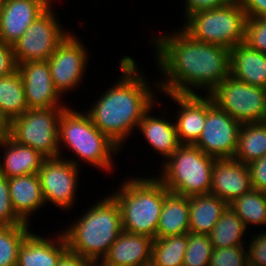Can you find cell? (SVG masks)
Wrapping results in <instances>:
<instances>
[{
  "label": "cell",
  "mask_w": 266,
  "mask_h": 266,
  "mask_svg": "<svg viewBox=\"0 0 266 266\" xmlns=\"http://www.w3.org/2000/svg\"><path fill=\"white\" fill-rule=\"evenodd\" d=\"M150 42L155 64L163 72L164 79L156 82L162 93L199 94L197 89H204L209 95L230 76V49L197 41L182 28Z\"/></svg>",
  "instance_id": "6da1fadb"
},
{
  "label": "cell",
  "mask_w": 266,
  "mask_h": 266,
  "mask_svg": "<svg viewBox=\"0 0 266 266\" xmlns=\"http://www.w3.org/2000/svg\"><path fill=\"white\" fill-rule=\"evenodd\" d=\"M137 66L132 57H122L119 63L122 75L118 83L102 93L86 112L93 124L119 148L156 102L155 92Z\"/></svg>",
  "instance_id": "7a4b0ae2"
},
{
  "label": "cell",
  "mask_w": 266,
  "mask_h": 266,
  "mask_svg": "<svg viewBox=\"0 0 266 266\" xmlns=\"http://www.w3.org/2000/svg\"><path fill=\"white\" fill-rule=\"evenodd\" d=\"M81 216L62 231L68 251L93 261H102L123 231L119 204L108 195L97 200Z\"/></svg>",
  "instance_id": "3957f363"
},
{
  "label": "cell",
  "mask_w": 266,
  "mask_h": 266,
  "mask_svg": "<svg viewBox=\"0 0 266 266\" xmlns=\"http://www.w3.org/2000/svg\"><path fill=\"white\" fill-rule=\"evenodd\" d=\"M119 186L120 189L110 195L119 204L123 231L156 239L165 195L169 190L155 175L130 177Z\"/></svg>",
  "instance_id": "277c9868"
},
{
  "label": "cell",
  "mask_w": 266,
  "mask_h": 266,
  "mask_svg": "<svg viewBox=\"0 0 266 266\" xmlns=\"http://www.w3.org/2000/svg\"><path fill=\"white\" fill-rule=\"evenodd\" d=\"M58 136L60 158L63 157L60 147H68L78 159L96 169L106 172L113 169L112 157L120 148L93 124L86 112L66 107L59 119Z\"/></svg>",
  "instance_id": "5b68a950"
},
{
  "label": "cell",
  "mask_w": 266,
  "mask_h": 266,
  "mask_svg": "<svg viewBox=\"0 0 266 266\" xmlns=\"http://www.w3.org/2000/svg\"><path fill=\"white\" fill-rule=\"evenodd\" d=\"M216 159L195 145L180 144L177 150L163 161L162 174L156 177L174 194L188 197L210 194L212 167Z\"/></svg>",
  "instance_id": "8992f818"
},
{
  "label": "cell",
  "mask_w": 266,
  "mask_h": 266,
  "mask_svg": "<svg viewBox=\"0 0 266 266\" xmlns=\"http://www.w3.org/2000/svg\"><path fill=\"white\" fill-rule=\"evenodd\" d=\"M184 21L180 28L200 42L232 49L245 40L247 15L239 0L219 8L197 11Z\"/></svg>",
  "instance_id": "52a82bcc"
},
{
  "label": "cell",
  "mask_w": 266,
  "mask_h": 266,
  "mask_svg": "<svg viewBox=\"0 0 266 266\" xmlns=\"http://www.w3.org/2000/svg\"><path fill=\"white\" fill-rule=\"evenodd\" d=\"M66 107L28 109L9 123L8 135L46 158L59 157V119Z\"/></svg>",
  "instance_id": "ba28073f"
},
{
  "label": "cell",
  "mask_w": 266,
  "mask_h": 266,
  "mask_svg": "<svg viewBox=\"0 0 266 266\" xmlns=\"http://www.w3.org/2000/svg\"><path fill=\"white\" fill-rule=\"evenodd\" d=\"M52 4L32 22L26 32L12 44L17 64L47 61L56 47L71 33L64 30Z\"/></svg>",
  "instance_id": "9c48e42d"
},
{
  "label": "cell",
  "mask_w": 266,
  "mask_h": 266,
  "mask_svg": "<svg viewBox=\"0 0 266 266\" xmlns=\"http://www.w3.org/2000/svg\"><path fill=\"white\" fill-rule=\"evenodd\" d=\"M214 103L241 123L262 122L266 118V89L229 76L210 94Z\"/></svg>",
  "instance_id": "30bf717a"
},
{
  "label": "cell",
  "mask_w": 266,
  "mask_h": 266,
  "mask_svg": "<svg viewBox=\"0 0 266 266\" xmlns=\"http://www.w3.org/2000/svg\"><path fill=\"white\" fill-rule=\"evenodd\" d=\"M80 166L77 158L57 157L43 161L38 177L45 203L56 205L61 210L73 208Z\"/></svg>",
  "instance_id": "8fae6325"
},
{
  "label": "cell",
  "mask_w": 266,
  "mask_h": 266,
  "mask_svg": "<svg viewBox=\"0 0 266 266\" xmlns=\"http://www.w3.org/2000/svg\"><path fill=\"white\" fill-rule=\"evenodd\" d=\"M88 51L79 37L70 33L47 60L52 81L57 91L62 95L77 89L86 72Z\"/></svg>",
  "instance_id": "7c38bea8"
},
{
  "label": "cell",
  "mask_w": 266,
  "mask_h": 266,
  "mask_svg": "<svg viewBox=\"0 0 266 266\" xmlns=\"http://www.w3.org/2000/svg\"><path fill=\"white\" fill-rule=\"evenodd\" d=\"M241 125L214 104L207 111L204 129L194 145L215 158H234Z\"/></svg>",
  "instance_id": "4fadbf2b"
},
{
  "label": "cell",
  "mask_w": 266,
  "mask_h": 266,
  "mask_svg": "<svg viewBox=\"0 0 266 266\" xmlns=\"http://www.w3.org/2000/svg\"><path fill=\"white\" fill-rule=\"evenodd\" d=\"M18 72L22 77L28 109L67 107L60 100L64 96L54 86L47 61L18 64Z\"/></svg>",
  "instance_id": "5bb4252c"
},
{
  "label": "cell",
  "mask_w": 266,
  "mask_h": 266,
  "mask_svg": "<svg viewBox=\"0 0 266 266\" xmlns=\"http://www.w3.org/2000/svg\"><path fill=\"white\" fill-rule=\"evenodd\" d=\"M177 105L175 128L180 144L194 145L206 123L207 111L215 104L210 95L164 93Z\"/></svg>",
  "instance_id": "9a60e30c"
},
{
  "label": "cell",
  "mask_w": 266,
  "mask_h": 266,
  "mask_svg": "<svg viewBox=\"0 0 266 266\" xmlns=\"http://www.w3.org/2000/svg\"><path fill=\"white\" fill-rule=\"evenodd\" d=\"M252 189L248 166L235 158H217L212 167L210 194L227 204Z\"/></svg>",
  "instance_id": "2e32d148"
},
{
  "label": "cell",
  "mask_w": 266,
  "mask_h": 266,
  "mask_svg": "<svg viewBox=\"0 0 266 266\" xmlns=\"http://www.w3.org/2000/svg\"><path fill=\"white\" fill-rule=\"evenodd\" d=\"M53 0H5L0 17V41L12 45Z\"/></svg>",
  "instance_id": "e0dca14e"
},
{
  "label": "cell",
  "mask_w": 266,
  "mask_h": 266,
  "mask_svg": "<svg viewBox=\"0 0 266 266\" xmlns=\"http://www.w3.org/2000/svg\"><path fill=\"white\" fill-rule=\"evenodd\" d=\"M153 240L122 231L102 261L108 266H150Z\"/></svg>",
  "instance_id": "ac0fdd59"
},
{
  "label": "cell",
  "mask_w": 266,
  "mask_h": 266,
  "mask_svg": "<svg viewBox=\"0 0 266 266\" xmlns=\"http://www.w3.org/2000/svg\"><path fill=\"white\" fill-rule=\"evenodd\" d=\"M55 236L50 239L31 232L19 249L17 266H57L68 247L63 232Z\"/></svg>",
  "instance_id": "d6986e66"
},
{
  "label": "cell",
  "mask_w": 266,
  "mask_h": 266,
  "mask_svg": "<svg viewBox=\"0 0 266 266\" xmlns=\"http://www.w3.org/2000/svg\"><path fill=\"white\" fill-rule=\"evenodd\" d=\"M0 148L5 149L3 160H0V174L8 179L38 174L46 159L39 151L30 146L18 144L8 134L0 141Z\"/></svg>",
  "instance_id": "ffe728a7"
},
{
  "label": "cell",
  "mask_w": 266,
  "mask_h": 266,
  "mask_svg": "<svg viewBox=\"0 0 266 266\" xmlns=\"http://www.w3.org/2000/svg\"><path fill=\"white\" fill-rule=\"evenodd\" d=\"M230 76L266 89V54L244 42L230 49Z\"/></svg>",
  "instance_id": "44dd1931"
},
{
  "label": "cell",
  "mask_w": 266,
  "mask_h": 266,
  "mask_svg": "<svg viewBox=\"0 0 266 266\" xmlns=\"http://www.w3.org/2000/svg\"><path fill=\"white\" fill-rule=\"evenodd\" d=\"M8 182L13 210L24 223L31 224L30 215L46 204L38 174L12 177Z\"/></svg>",
  "instance_id": "7402d4cb"
},
{
  "label": "cell",
  "mask_w": 266,
  "mask_h": 266,
  "mask_svg": "<svg viewBox=\"0 0 266 266\" xmlns=\"http://www.w3.org/2000/svg\"><path fill=\"white\" fill-rule=\"evenodd\" d=\"M155 104L156 102L144 113L138 129L153 150L167 160L177 150L180 142L174 122L150 115Z\"/></svg>",
  "instance_id": "603a6c76"
},
{
  "label": "cell",
  "mask_w": 266,
  "mask_h": 266,
  "mask_svg": "<svg viewBox=\"0 0 266 266\" xmlns=\"http://www.w3.org/2000/svg\"><path fill=\"white\" fill-rule=\"evenodd\" d=\"M189 197L168 192L160 214L156 238L190 232Z\"/></svg>",
  "instance_id": "cb8c5ba5"
},
{
  "label": "cell",
  "mask_w": 266,
  "mask_h": 266,
  "mask_svg": "<svg viewBox=\"0 0 266 266\" xmlns=\"http://www.w3.org/2000/svg\"><path fill=\"white\" fill-rule=\"evenodd\" d=\"M227 207L224 200L212 194L189 196L190 232L209 235Z\"/></svg>",
  "instance_id": "d4e9b609"
},
{
  "label": "cell",
  "mask_w": 266,
  "mask_h": 266,
  "mask_svg": "<svg viewBox=\"0 0 266 266\" xmlns=\"http://www.w3.org/2000/svg\"><path fill=\"white\" fill-rule=\"evenodd\" d=\"M266 154V123H242L234 158L248 165Z\"/></svg>",
  "instance_id": "484cf974"
},
{
  "label": "cell",
  "mask_w": 266,
  "mask_h": 266,
  "mask_svg": "<svg viewBox=\"0 0 266 266\" xmlns=\"http://www.w3.org/2000/svg\"><path fill=\"white\" fill-rule=\"evenodd\" d=\"M28 110L22 77L18 70L0 77V112L10 123Z\"/></svg>",
  "instance_id": "4316f807"
},
{
  "label": "cell",
  "mask_w": 266,
  "mask_h": 266,
  "mask_svg": "<svg viewBox=\"0 0 266 266\" xmlns=\"http://www.w3.org/2000/svg\"><path fill=\"white\" fill-rule=\"evenodd\" d=\"M246 230L243 221L228 206L209 237L214 248L247 246L243 242Z\"/></svg>",
  "instance_id": "83f0119b"
},
{
  "label": "cell",
  "mask_w": 266,
  "mask_h": 266,
  "mask_svg": "<svg viewBox=\"0 0 266 266\" xmlns=\"http://www.w3.org/2000/svg\"><path fill=\"white\" fill-rule=\"evenodd\" d=\"M228 206L236 213L247 227L266 225V193L251 189Z\"/></svg>",
  "instance_id": "f1b7e54d"
},
{
  "label": "cell",
  "mask_w": 266,
  "mask_h": 266,
  "mask_svg": "<svg viewBox=\"0 0 266 266\" xmlns=\"http://www.w3.org/2000/svg\"><path fill=\"white\" fill-rule=\"evenodd\" d=\"M187 244V234L154 239L150 266H183Z\"/></svg>",
  "instance_id": "f546056e"
},
{
  "label": "cell",
  "mask_w": 266,
  "mask_h": 266,
  "mask_svg": "<svg viewBox=\"0 0 266 266\" xmlns=\"http://www.w3.org/2000/svg\"><path fill=\"white\" fill-rule=\"evenodd\" d=\"M30 225L0 226V266H17L18 252Z\"/></svg>",
  "instance_id": "4dcf8cb0"
},
{
  "label": "cell",
  "mask_w": 266,
  "mask_h": 266,
  "mask_svg": "<svg viewBox=\"0 0 266 266\" xmlns=\"http://www.w3.org/2000/svg\"><path fill=\"white\" fill-rule=\"evenodd\" d=\"M187 241L183 266H209L214 250L209 235L189 232Z\"/></svg>",
  "instance_id": "1f68e13d"
},
{
  "label": "cell",
  "mask_w": 266,
  "mask_h": 266,
  "mask_svg": "<svg viewBox=\"0 0 266 266\" xmlns=\"http://www.w3.org/2000/svg\"><path fill=\"white\" fill-rule=\"evenodd\" d=\"M247 246L214 248L209 266H247Z\"/></svg>",
  "instance_id": "d6a6232c"
},
{
  "label": "cell",
  "mask_w": 266,
  "mask_h": 266,
  "mask_svg": "<svg viewBox=\"0 0 266 266\" xmlns=\"http://www.w3.org/2000/svg\"><path fill=\"white\" fill-rule=\"evenodd\" d=\"M244 43L266 54V17L247 18Z\"/></svg>",
  "instance_id": "836d02e7"
},
{
  "label": "cell",
  "mask_w": 266,
  "mask_h": 266,
  "mask_svg": "<svg viewBox=\"0 0 266 266\" xmlns=\"http://www.w3.org/2000/svg\"><path fill=\"white\" fill-rule=\"evenodd\" d=\"M30 225L15 213L9 194L8 178L0 174V226Z\"/></svg>",
  "instance_id": "e575fe53"
},
{
  "label": "cell",
  "mask_w": 266,
  "mask_h": 266,
  "mask_svg": "<svg viewBox=\"0 0 266 266\" xmlns=\"http://www.w3.org/2000/svg\"><path fill=\"white\" fill-rule=\"evenodd\" d=\"M254 236V237H253ZM251 236L247 245L248 264L251 266H266V232L262 229Z\"/></svg>",
  "instance_id": "d590c367"
},
{
  "label": "cell",
  "mask_w": 266,
  "mask_h": 266,
  "mask_svg": "<svg viewBox=\"0 0 266 266\" xmlns=\"http://www.w3.org/2000/svg\"><path fill=\"white\" fill-rule=\"evenodd\" d=\"M253 189L266 193V154L247 165Z\"/></svg>",
  "instance_id": "8d00e7d4"
},
{
  "label": "cell",
  "mask_w": 266,
  "mask_h": 266,
  "mask_svg": "<svg viewBox=\"0 0 266 266\" xmlns=\"http://www.w3.org/2000/svg\"><path fill=\"white\" fill-rule=\"evenodd\" d=\"M18 70L13 47L0 41V77L11 75Z\"/></svg>",
  "instance_id": "74e56055"
},
{
  "label": "cell",
  "mask_w": 266,
  "mask_h": 266,
  "mask_svg": "<svg viewBox=\"0 0 266 266\" xmlns=\"http://www.w3.org/2000/svg\"><path fill=\"white\" fill-rule=\"evenodd\" d=\"M232 0H185V16L186 19L192 13H195L200 10L219 8L224 5H227Z\"/></svg>",
  "instance_id": "f35d334b"
},
{
  "label": "cell",
  "mask_w": 266,
  "mask_h": 266,
  "mask_svg": "<svg viewBox=\"0 0 266 266\" xmlns=\"http://www.w3.org/2000/svg\"><path fill=\"white\" fill-rule=\"evenodd\" d=\"M247 18L266 17V0H239Z\"/></svg>",
  "instance_id": "ab89813d"
},
{
  "label": "cell",
  "mask_w": 266,
  "mask_h": 266,
  "mask_svg": "<svg viewBox=\"0 0 266 266\" xmlns=\"http://www.w3.org/2000/svg\"><path fill=\"white\" fill-rule=\"evenodd\" d=\"M93 260L77 256L67 251L58 261L57 266H92Z\"/></svg>",
  "instance_id": "60d3db41"
},
{
  "label": "cell",
  "mask_w": 266,
  "mask_h": 266,
  "mask_svg": "<svg viewBox=\"0 0 266 266\" xmlns=\"http://www.w3.org/2000/svg\"><path fill=\"white\" fill-rule=\"evenodd\" d=\"M0 127H9V122L6 120V118L2 115L0 112Z\"/></svg>",
  "instance_id": "b9f144b4"
},
{
  "label": "cell",
  "mask_w": 266,
  "mask_h": 266,
  "mask_svg": "<svg viewBox=\"0 0 266 266\" xmlns=\"http://www.w3.org/2000/svg\"><path fill=\"white\" fill-rule=\"evenodd\" d=\"M9 133V127H0V141Z\"/></svg>",
  "instance_id": "7bdbcfd3"
},
{
  "label": "cell",
  "mask_w": 266,
  "mask_h": 266,
  "mask_svg": "<svg viewBox=\"0 0 266 266\" xmlns=\"http://www.w3.org/2000/svg\"><path fill=\"white\" fill-rule=\"evenodd\" d=\"M92 266H108L103 261H93Z\"/></svg>",
  "instance_id": "ee69618b"
},
{
  "label": "cell",
  "mask_w": 266,
  "mask_h": 266,
  "mask_svg": "<svg viewBox=\"0 0 266 266\" xmlns=\"http://www.w3.org/2000/svg\"><path fill=\"white\" fill-rule=\"evenodd\" d=\"M4 1L5 0H0V17H1L2 10H3V6H4Z\"/></svg>",
  "instance_id": "f6af8a7d"
}]
</instances>
